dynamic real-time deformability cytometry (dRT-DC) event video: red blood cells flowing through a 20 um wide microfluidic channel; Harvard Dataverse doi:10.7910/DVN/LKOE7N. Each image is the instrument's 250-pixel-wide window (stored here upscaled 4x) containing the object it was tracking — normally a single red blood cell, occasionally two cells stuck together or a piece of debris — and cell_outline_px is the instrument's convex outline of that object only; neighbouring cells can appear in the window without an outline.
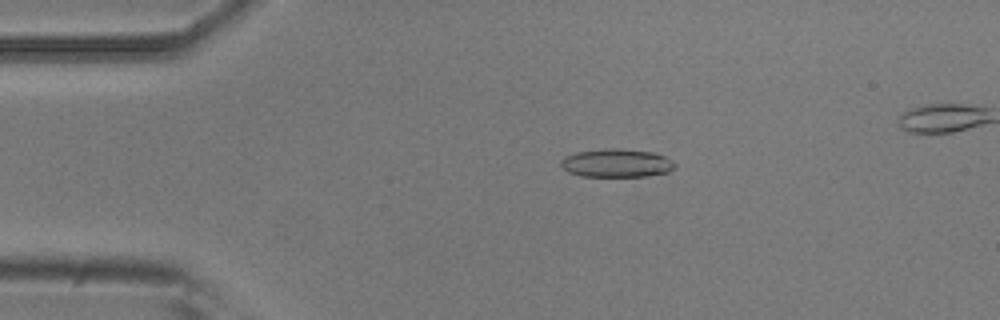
{"species": "common noctule bat (a hibernating species)", "species_latin": "Nyctalus noctula", "temperature_condition": "room temperature", "stored_images_in_passage": 51, "camera_frame_rate_fps": 3000, "um_per_image_px": 0.085, "animal": {"sex": "male", "body_mass_g": 20.5, "forearm_length_mm": 52.5}, "frame": {"image": 1, "passage_image": 11, "time_ms": 3.333, "image_size_px": [1000, 320], "cell_outline_px": [[676, 168], [668, 172], [648, 176], [580, 176], [568, 172], [560, 164], [560, 160], [564, 156], [576, 152], [604, 148], [616, 148], [656, 152], [672, 160], [676, 164]], "centroid_in_image_um": [52.42, 13.85], "position_along_channel_um": 32.6, "area_um2": 19.07}}
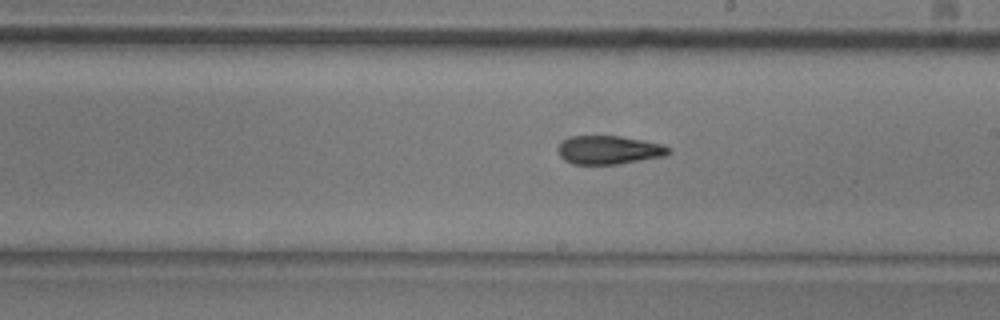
{"frame": {"image": 2, "passage_image": 30, "time_ms": 9.667, "image_size_px": [1000, 320], "cell_outline_px": [[672, 148], [664, 156], [620, 164], [572, 164], [564, 160], [560, 156], [560, 144], [568, 136], [620, 136], [660, 144]], "centroid_in_image_um": [51.75, 12.75], "position_along_channel_um": 237.3, "area_um2": 18.15}}
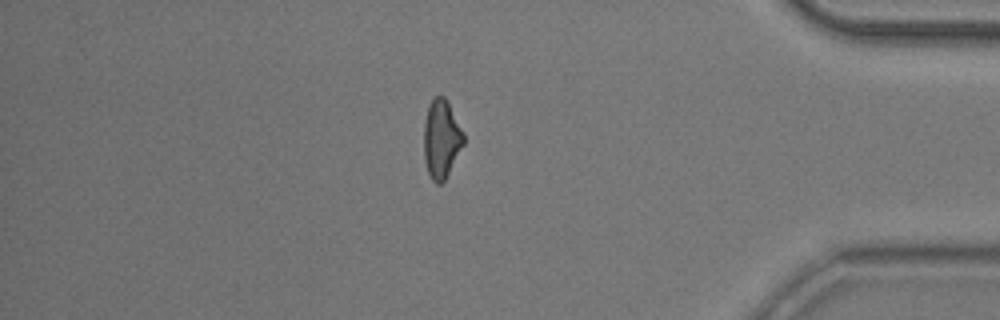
{"frame": {"image": 3, "passage_image": 45, "time_ms": 14.667, "image_size_px": [1000, 320], "cell_outline_px": [[464, 144], [444, 180], [440, 184], [436, 184], [432, 180], [428, 172], [424, 160], [424, 120], [428, 104], [436, 96], [444, 96], [464, 132]], "centroid_in_image_um": [37.5, 11.81], "position_along_channel_um": 397.7, "area_um2": 18.09}, "authors_computed_cell_mechanics": {"area_um2": 18.8428, "velocity_mm_per_s": 3.8829, "shape_relaxation_time_tau1_ms": 6.5161, "shape_relaxation_time_tau2_ms": 2.8723, "deformation_change_tau1": 0.178, "deformation_change_tau2": 0.1084}}